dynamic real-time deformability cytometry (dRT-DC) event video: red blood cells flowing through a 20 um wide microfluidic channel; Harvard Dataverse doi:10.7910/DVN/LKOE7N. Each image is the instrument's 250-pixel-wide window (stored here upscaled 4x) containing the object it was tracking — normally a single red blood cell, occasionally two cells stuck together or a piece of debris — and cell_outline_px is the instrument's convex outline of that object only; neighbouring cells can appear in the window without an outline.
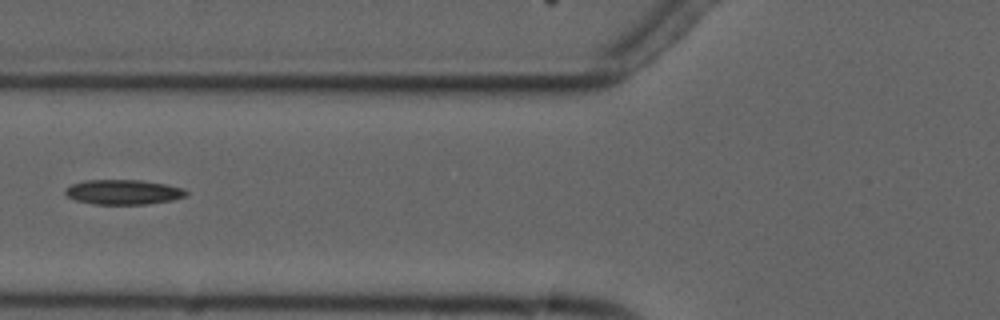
{"species": "common noctule bat (a hibernating species)", "species_latin": "Nyctalus noctula", "temperature_condition": "cold", "stored_images_in_passage": 6, "camera_frame_rate_fps": 3000, "um_per_image_px": 0.085, "animal": {"sex": "male", "forearm_length_mm": 52.5}, "frame": {"image": 1, "passage_image": 6, "time_ms": 6.333, "image_size_px": [1000, 320], "cell_outline_px": [[188, 196], [172, 200], [148, 204], [92, 204], [76, 200], [68, 196], [64, 192], [64, 188], [72, 184], [84, 180], [140, 180], [168, 184], [184, 188], [188, 192]], "centroid_in_image_um": [10.51, 16.32], "position_along_channel_um": 115.3, "area_um2": 17.69}}